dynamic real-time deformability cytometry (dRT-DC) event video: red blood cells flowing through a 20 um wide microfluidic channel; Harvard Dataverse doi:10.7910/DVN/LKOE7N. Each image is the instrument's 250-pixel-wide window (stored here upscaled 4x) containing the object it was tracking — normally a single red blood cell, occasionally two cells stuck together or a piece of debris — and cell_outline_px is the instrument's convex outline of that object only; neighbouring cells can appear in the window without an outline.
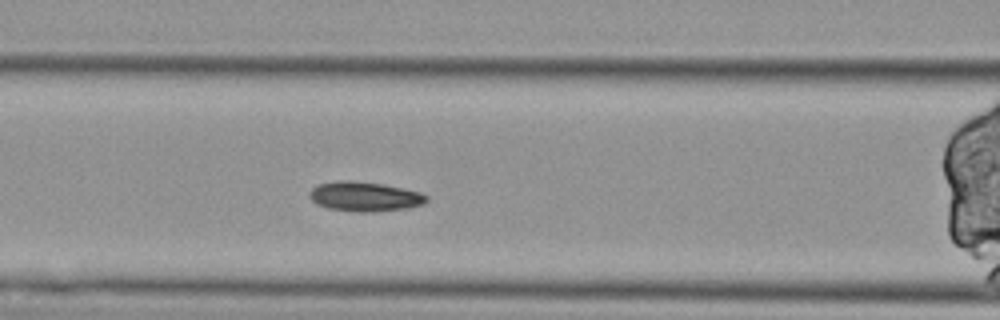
{"species": "Egyptian fruit bat (a non-hibernating species)", "species_latin": "Rousettus aegyptiacus", "temperature_condition": "cold", "stored_images_in_passage": 59, "camera_frame_rate_fps": 3000, "um_per_image_px": 0.085, "animal": {"sex": "female"}, "frame": {"image": 1, "passage_image": 22, "time_ms": 7.0, "image_size_px": [1000, 320], "cell_outline_px": [[428, 200], [424, 204], [408, 208], [372, 212], [360, 212], [328, 208], [316, 204], [308, 196], [308, 192], [312, 188], [320, 184], [340, 180], [352, 180], [384, 184], [404, 188], [420, 192], [428, 196]], "centroid_in_image_um": [31.01, 16.7], "position_along_channel_um": 135.6, "area_um2": 20.35}}
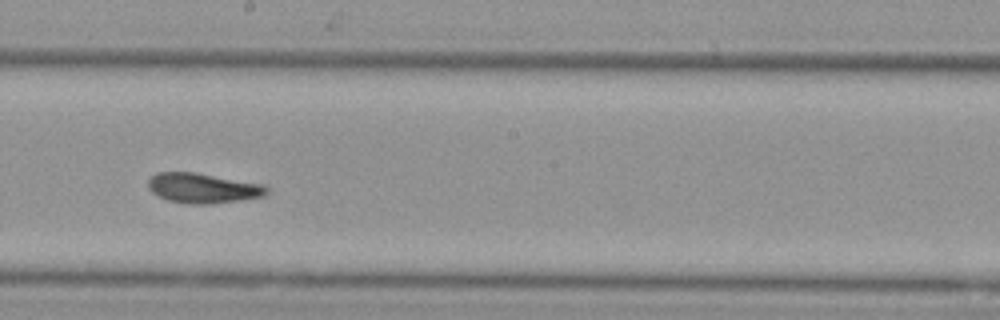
{"frame": {"image": 2, "passage_image": 31, "time_ms": 10.0, "image_size_px": [1000, 320], "cell_outline_px": [[268, 192], [264, 196], [240, 200], [212, 204], [192, 204], [168, 200], [152, 192], [148, 188], [148, 180], [156, 172], [196, 172], [264, 184], [268, 188]], "centroid_in_image_um": [17.26, 15.98], "position_along_channel_um": 230.9, "area_um2": 20.75}}
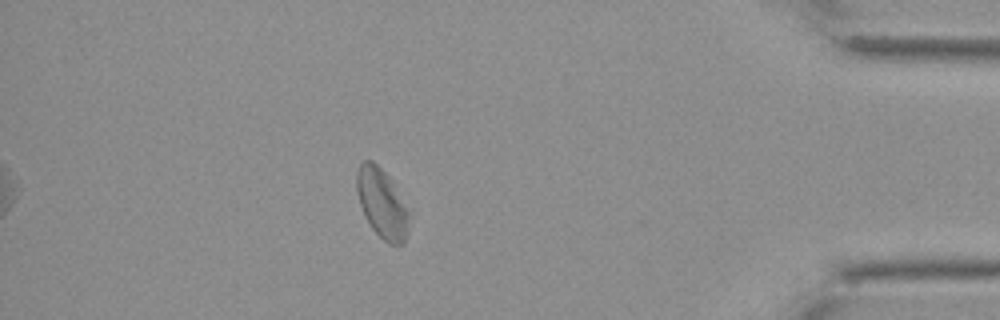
{"frame": {"image": 3, "passage_image": 51, "time_ms": 16.667, "image_size_px": [1000, 320], "cell_outline_px": [[408, 220], [404, 244], [388, 244], [372, 228], [364, 216], [356, 192], [356, 172], [360, 164], [364, 160], [372, 160], [388, 176], [408, 212]], "centroid_in_image_um": [32.41, 17.28], "position_along_channel_um": 402.8, "area_um2": 20.58}, "authors_computed_cell_mechanics": {"area_um2": 21.6172, "velocity_mm_per_s": 3.2085, "shape_relaxation_time_tau1_ms": null, "shape_relaxation_time_tau2_ms": 4.2195, "deformation_change_tau1": null, "deformation_change_tau2": 0.1176}}